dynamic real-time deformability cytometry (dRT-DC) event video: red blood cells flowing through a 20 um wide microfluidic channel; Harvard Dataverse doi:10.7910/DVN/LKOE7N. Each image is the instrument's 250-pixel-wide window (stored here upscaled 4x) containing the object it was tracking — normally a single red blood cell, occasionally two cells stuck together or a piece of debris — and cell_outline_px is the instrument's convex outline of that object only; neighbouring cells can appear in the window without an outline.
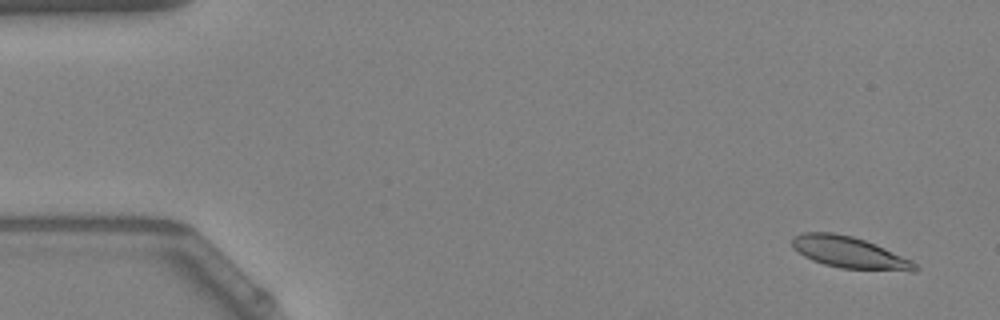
{"species": "Egyptian fruit bat (a non-hibernating species)", "species_latin": "Rousettus aegyptiacus", "temperature_condition": "warm", "stored_images_in_passage": 53, "camera_frame_rate_fps": 3000, "um_per_image_px": 0.085, "animal": {"sex": "female"}, "frame": {"image": 1, "passage_image": 3, "time_ms": 0.667, "image_size_px": [1000, 320], "cell_outline_px": [[920, 268], [916, 272], [912, 272], [840, 268], [824, 264], [812, 260], [804, 256], [792, 248], [792, 236], [804, 232], [832, 232], [852, 236], [876, 244], [912, 260]], "centroid_in_image_um": [72.23, 21.47], "position_along_channel_um": 12.8, "area_um2": 22.89}}
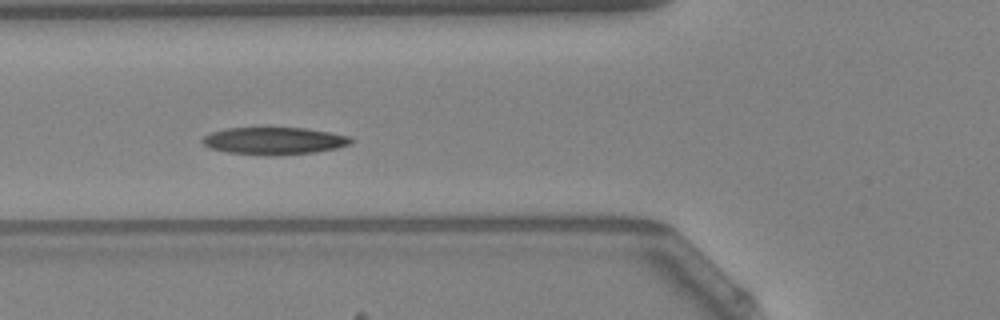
{"frame": {"image": 2, "passage_image": 20, "time_ms": 6.333, "image_size_px": [1000, 320], "cell_outline_px": [[356, 140], [348, 144], [336, 148], [316, 152], [272, 156], [268, 156], [228, 152], [208, 148], [200, 140], [204, 136], [212, 132], [228, 128], [304, 128], [352, 136]], "centroid_in_image_um": [23.31, 11.98], "position_along_channel_um": 102.5, "area_um2": 23.7}}
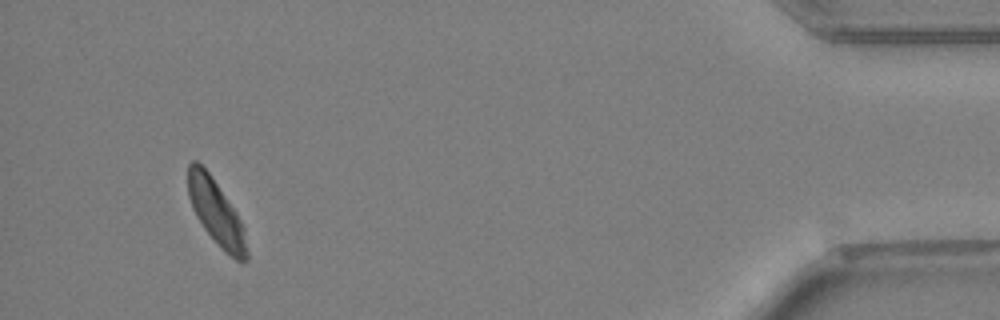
{"frame": {"image": 3, "passage_image": 50, "time_ms": 16.333, "image_size_px": [1000, 320], "cell_outline_px": [[248, 260], [236, 260], [204, 228], [196, 216], [192, 208], [188, 196], [188, 164], [192, 160], [196, 160], [208, 172], [236, 212], [244, 228], [248, 252]], "centroid_in_image_um": [18.35, 18.01], "position_along_channel_um": 416.8, "area_um2": 21.56}, "authors_computed_cell_mechanics": {"area_um2": 23.1778, "velocity_mm_per_s": 3.8489, "shape_relaxation_time_tau1_ms": 4.2298, "shape_relaxation_time_tau2_ms": null, "deformation_change_tau1": 0.116, "deformation_change_tau2": null}}